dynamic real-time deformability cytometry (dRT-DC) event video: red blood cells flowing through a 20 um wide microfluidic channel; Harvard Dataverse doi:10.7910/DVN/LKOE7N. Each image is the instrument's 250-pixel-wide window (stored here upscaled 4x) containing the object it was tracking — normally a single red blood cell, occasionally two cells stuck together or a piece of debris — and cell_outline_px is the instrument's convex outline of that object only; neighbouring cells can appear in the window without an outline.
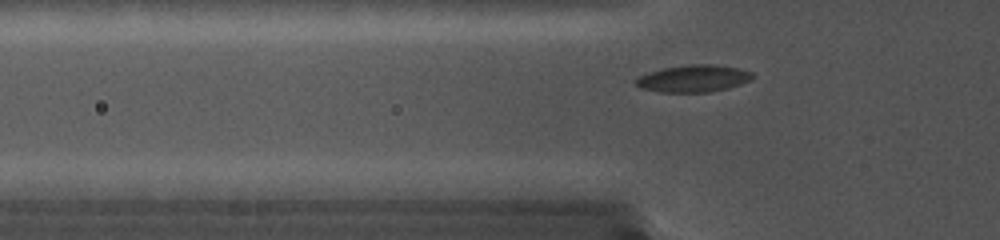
{"species": "common noctule bat (a hibernating species)", "species_latin": "Nyctalus noctula", "temperature_condition": "cold", "stored_images_in_passage": 45, "camera_frame_rate_fps": 5000, "um_per_image_px": 0.085, "animal": {"sex": "female", "body_mass_g": 19.0, "forearm_length_mm": 56.7}, "frame": {"image": 1, "passage_image": 4, "time_ms": 0.6, "image_size_px": [1000, 240], "cell_outline_px": [[756, 76], [752, 80], [728, 88], [708, 92], [660, 92], [640, 88], [632, 80], [648, 72], [664, 68], [688, 64], [716, 64], [740, 68], [752, 72]], "centroid_in_image_um": [58.97, 6.66], "position_along_channel_um": 66.8, "area_um2": 18.67}}
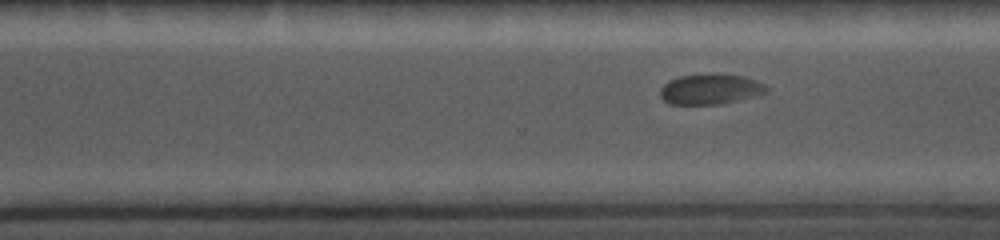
{"frame": {"image": 2, "passage_image": 31, "time_ms": 6.0, "image_size_px": [1000, 240], "cell_outline_px": [[768, 92], [720, 104], [668, 104], [660, 96], [660, 88], [668, 80], [680, 76], [744, 76], [756, 80], [764, 84], [768, 88]], "centroid_in_image_um": [60.34, 7.61], "position_along_channel_um": 310.3, "area_um2": 18.09}}
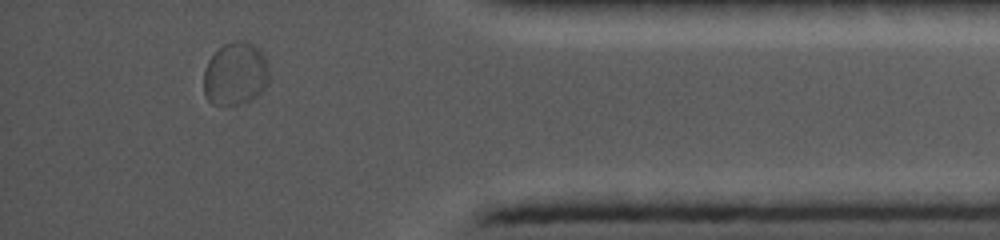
{"frame": {"image": 3, "passage_image": 42, "time_ms": 8.2, "image_size_px": [1000, 240], "cell_outline_px": [[268, 84], [252, 100], [244, 104], [212, 104], [204, 96], [204, 68], [208, 60], [224, 44], [236, 40], [244, 40], [260, 48], [268, 64]], "centroid_in_image_um": [20.01, 6.27], "position_along_channel_um": 415.2, "area_um2": 24.22}}